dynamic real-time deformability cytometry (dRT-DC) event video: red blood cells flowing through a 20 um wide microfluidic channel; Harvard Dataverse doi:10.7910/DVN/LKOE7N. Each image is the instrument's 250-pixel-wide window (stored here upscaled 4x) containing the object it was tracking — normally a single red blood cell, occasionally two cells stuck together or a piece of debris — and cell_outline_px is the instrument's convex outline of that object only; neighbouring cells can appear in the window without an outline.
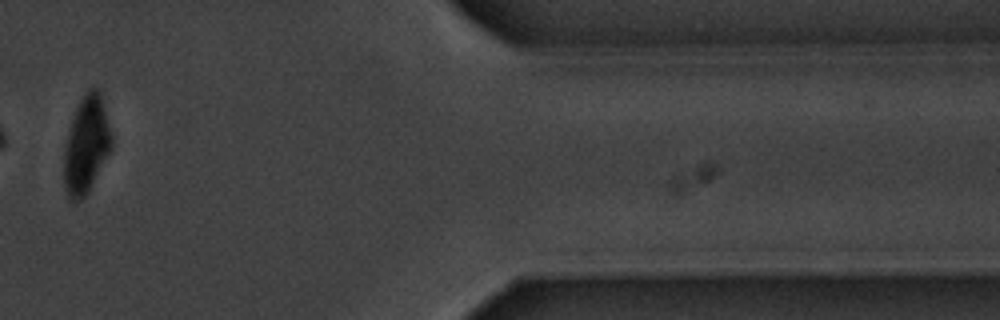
{"species": "common noctule bat (a hibernating species)", "species_latin": "Nyctalus noctula", "temperature_condition": "warm", "stored_images_in_passage": 15, "camera_frame_rate_fps": 3000, "um_per_image_px": 0.085, "animal": {"sex": "male", "body_mass_g": 20.1, "forearm_length_mm": 53.5}, "frame": {"image": 1, "passage_image": 13, "time_ms": 16.0, "image_size_px": [1000, 320], "cell_outline_px": [[112, 148], [88, 192], [76, 204], [68, 196], [64, 188], [64, 148], [68, 132], [76, 108], [84, 92], [88, 88], [96, 88], [100, 92], [112, 136]], "centroid_in_image_um": [7.33, 12.33], "position_along_channel_um": 404.1, "area_um2": 26.82}}